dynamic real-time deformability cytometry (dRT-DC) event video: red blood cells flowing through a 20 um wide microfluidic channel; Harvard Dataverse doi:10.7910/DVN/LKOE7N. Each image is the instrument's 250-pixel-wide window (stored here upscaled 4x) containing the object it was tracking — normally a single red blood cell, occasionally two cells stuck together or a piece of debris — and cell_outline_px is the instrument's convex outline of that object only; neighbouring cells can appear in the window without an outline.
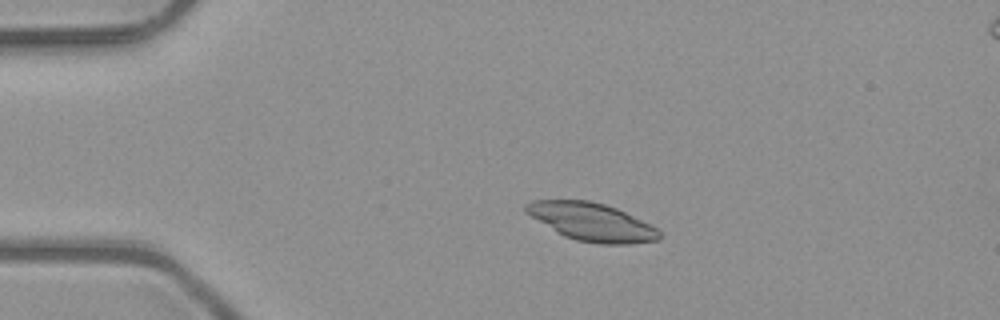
{"species": "common noctule bat (a hibernating species)", "species_latin": "Nyctalus noctula", "temperature_condition": "room temperature", "stored_images_in_passage": 2, "camera_frame_rate_fps": 3000, "um_per_image_px": 0.085, "animal": {"sex": "male", "body_mass_g": 23.1, "forearm_length_mm": 52.7}, "frame": {"image": 1, "passage_image": 1, "time_ms": 0.0, "image_size_px": [1000, 320], "cell_outline_px": [[660, 240], [628, 244], [600, 244], [576, 240], [564, 236], [556, 232], [524, 212], [524, 204], [532, 200], [588, 200], [604, 204], [616, 208], [656, 228], [660, 232]], "centroid_in_image_um": [50.25, 18.86], "position_along_channel_um": 34.8, "area_um2": 29.3}}